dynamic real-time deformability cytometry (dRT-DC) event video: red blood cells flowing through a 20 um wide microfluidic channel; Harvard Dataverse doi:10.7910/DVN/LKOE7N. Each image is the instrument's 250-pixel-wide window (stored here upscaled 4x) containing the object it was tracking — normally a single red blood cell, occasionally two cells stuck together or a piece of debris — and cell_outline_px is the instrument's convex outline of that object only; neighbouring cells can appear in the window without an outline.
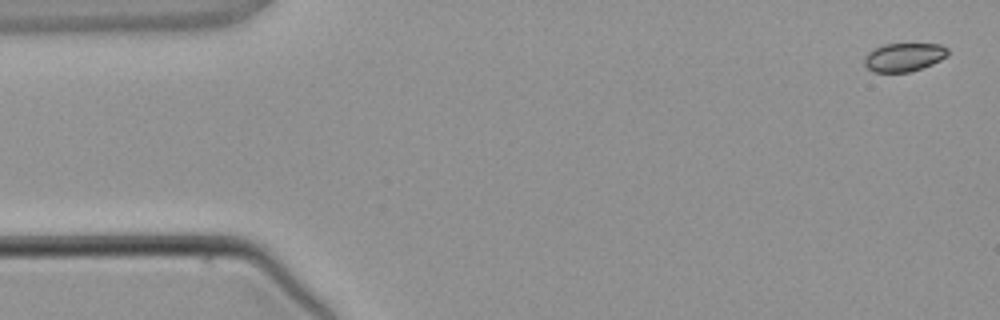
{"species": "common noctule bat (a hibernating species)", "species_latin": "Nyctalus noctula", "temperature_condition": "warm", "stored_images_in_passage": 3, "camera_frame_rate_fps": 3000, "um_per_image_px": 0.085, "animal": {"sex": "male", "body_mass_g": 21.5, "forearm_length_mm": 52.0}, "frame": {"image": 1, "passage_image": 1, "time_ms": 0.0, "image_size_px": [1000, 320], "cell_outline_px": [[948, 56], [932, 64], [908, 72], [872, 72], [864, 64], [864, 56], [868, 52], [884, 44], [940, 44], [948, 48]], "centroid_in_image_um": [76.83, 4.86], "position_along_channel_um": 8.2, "area_um2": 13.81}}